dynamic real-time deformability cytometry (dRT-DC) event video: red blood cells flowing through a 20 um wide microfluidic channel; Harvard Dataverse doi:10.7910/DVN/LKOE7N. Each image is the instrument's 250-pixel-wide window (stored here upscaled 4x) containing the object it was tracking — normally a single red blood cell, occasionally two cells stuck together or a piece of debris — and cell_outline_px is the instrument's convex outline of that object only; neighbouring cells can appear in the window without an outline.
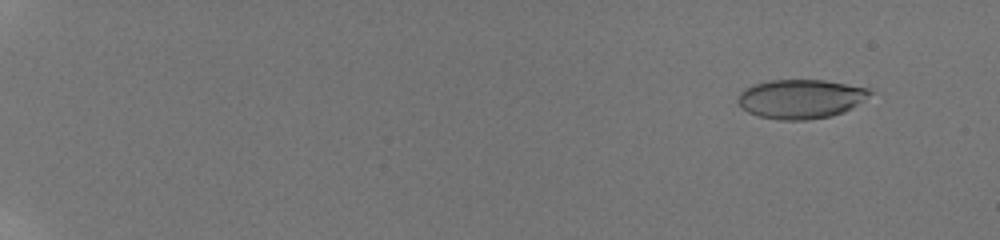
{"species": "human", "species_latin": "Homo sapiens", "temperature_condition": "room temperature", "stored_images_in_passage": 50, "camera_frame_rate_fps": 3000, "um_per_image_px": 0.085, "donor": {"sex": "male"}, "frame": {"image": 1, "passage_image": 6, "time_ms": 2.0, "image_size_px": [1000, 240], "cell_outline_px": [[872, 92], [844, 112], [832, 116], [808, 120], [780, 120], [760, 116], [748, 112], [736, 100], [740, 92], [744, 88], [752, 84], [768, 80], [824, 80], [868, 88]], "centroid_in_image_um": [68.0, 8.4], "position_along_channel_um": 17.0, "area_um2": 29.88}}
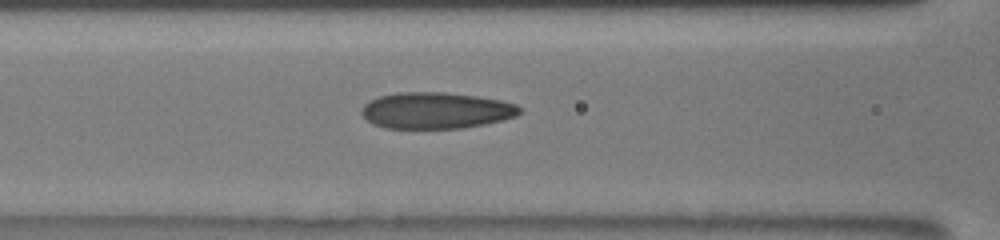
{"frame": {"image": 2, "passage_image": 26, "time_ms": 10.0, "image_size_px": [1000, 240], "cell_outline_px": [[520, 112], [516, 116], [484, 124], [464, 128], [384, 128], [372, 124], [360, 112], [360, 108], [368, 100], [380, 96], [396, 92], [444, 92], [476, 96], [500, 100], [516, 104], [520, 108]], "centroid_in_image_um": [37.01, 9.39], "position_along_channel_um": 129.6, "area_um2": 33.52}}
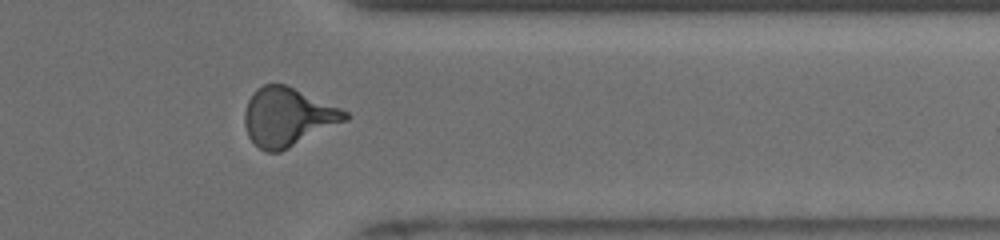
{"frame": {"image": 3, "passage_image": 44, "time_ms": 16.667, "image_size_px": [1000, 240], "cell_outline_px": [[352, 116], [348, 120], [280, 152], [264, 152], [248, 136], [244, 124], [244, 112], [248, 100], [256, 88], [264, 84], [288, 84], [340, 108], [348, 112]], "centroid_in_image_um": [24.46, 9.93], "position_along_channel_um": 386.9, "area_um2": 34.45}, "authors_computed_cell_mechanics": {"area_um2": 31.8189, "velocity_mm_per_s": 3.8879, "shape_relaxation_time_tau1_ms": 9.254, "shape_relaxation_time_tau2_ms": 1.2261, "deformation_change_tau1": 0.2384, "deformation_change_tau2": 0.0948}}